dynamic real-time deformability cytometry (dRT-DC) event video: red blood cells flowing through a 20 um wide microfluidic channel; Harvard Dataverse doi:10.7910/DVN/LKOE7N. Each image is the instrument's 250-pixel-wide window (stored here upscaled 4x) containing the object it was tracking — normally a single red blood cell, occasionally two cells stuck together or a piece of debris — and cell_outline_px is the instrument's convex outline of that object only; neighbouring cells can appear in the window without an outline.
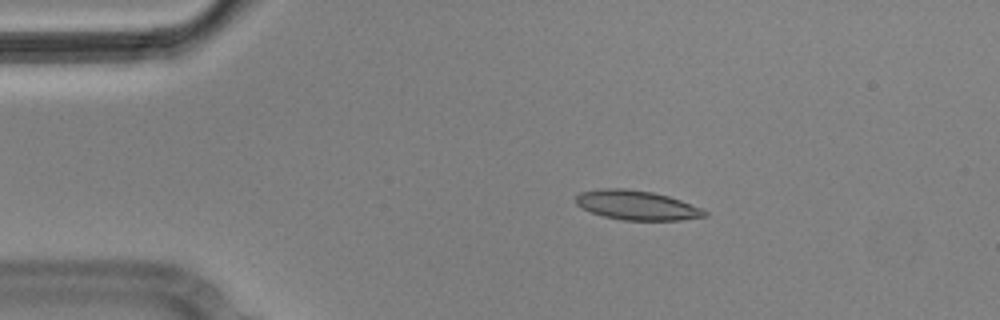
{"species": "Egyptian fruit bat (a non-hibernating species)", "species_latin": "Rousettus aegyptiacus", "temperature_condition": "cold", "stored_images_in_passage": 5, "camera_frame_rate_fps": 3000, "um_per_image_px": 0.085, "animal": {"sex": "male"}, "frame": {"image": 1, "passage_image": 2, "time_ms": 0.333, "image_size_px": [1000, 320], "cell_outline_px": [[708, 216], [680, 220], [624, 220], [604, 216], [592, 212], [576, 204], [576, 196], [580, 192], [600, 188], [628, 188], [652, 192], [668, 196], [704, 208], [708, 212]], "centroid_in_image_um": [54.16, 17.43], "position_along_channel_um": 30.8, "area_um2": 22.14}}